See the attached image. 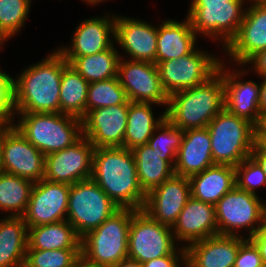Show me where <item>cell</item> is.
<instances>
[{
    "label": "cell",
    "instance_id": "obj_13",
    "mask_svg": "<svg viewBox=\"0 0 266 267\" xmlns=\"http://www.w3.org/2000/svg\"><path fill=\"white\" fill-rule=\"evenodd\" d=\"M117 77L130 102L154 103L166 110L169 96L163 89L156 64L121 58Z\"/></svg>",
    "mask_w": 266,
    "mask_h": 267
},
{
    "label": "cell",
    "instance_id": "obj_15",
    "mask_svg": "<svg viewBox=\"0 0 266 267\" xmlns=\"http://www.w3.org/2000/svg\"><path fill=\"white\" fill-rule=\"evenodd\" d=\"M116 13L105 11L79 20L72 32L69 45L55 46L62 56H89L109 49L115 43Z\"/></svg>",
    "mask_w": 266,
    "mask_h": 267
},
{
    "label": "cell",
    "instance_id": "obj_12",
    "mask_svg": "<svg viewBox=\"0 0 266 267\" xmlns=\"http://www.w3.org/2000/svg\"><path fill=\"white\" fill-rule=\"evenodd\" d=\"M218 72L223 77L225 109L259 128L263 120L259 109V77L258 81L245 79L248 74L251 76L245 66L229 64L223 60Z\"/></svg>",
    "mask_w": 266,
    "mask_h": 267
},
{
    "label": "cell",
    "instance_id": "obj_11",
    "mask_svg": "<svg viewBox=\"0 0 266 267\" xmlns=\"http://www.w3.org/2000/svg\"><path fill=\"white\" fill-rule=\"evenodd\" d=\"M179 246L171 226L152 219L142 209L133 210L128 237V258L142 264L170 255Z\"/></svg>",
    "mask_w": 266,
    "mask_h": 267
},
{
    "label": "cell",
    "instance_id": "obj_14",
    "mask_svg": "<svg viewBox=\"0 0 266 267\" xmlns=\"http://www.w3.org/2000/svg\"><path fill=\"white\" fill-rule=\"evenodd\" d=\"M114 38L121 58L156 64L157 24L116 13Z\"/></svg>",
    "mask_w": 266,
    "mask_h": 267
},
{
    "label": "cell",
    "instance_id": "obj_36",
    "mask_svg": "<svg viewBox=\"0 0 266 267\" xmlns=\"http://www.w3.org/2000/svg\"><path fill=\"white\" fill-rule=\"evenodd\" d=\"M128 101L126 91L120 85L118 77L89 83L87 113L97 108L126 104Z\"/></svg>",
    "mask_w": 266,
    "mask_h": 267
},
{
    "label": "cell",
    "instance_id": "obj_27",
    "mask_svg": "<svg viewBox=\"0 0 266 267\" xmlns=\"http://www.w3.org/2000/svg\"><path fill=\"white\" fill-rule=\"evenodd\" d=\"M155 107L159 108V105L142 102L129 103L123 147L133 150L148 143L155 128L166 118V110L155 113L158 110Z\"/></svg>",
    "mask_w": 266,
    "mask_h": 267
},
{
    "label": "cell",
    "instance_id": "obj_21",
    "mask_svg": "<svg viewBox=\"0 0 266 267\" xmlns=\"http://www.w3.org/2000/svg\"><path fill=\"white\" fill-rule=\"evenodd\" d=\"M190 197L189 178L174 174L146 194L142 210L152 219L172 227Z\"/></svg>",
    "mask_w": 266,
    "mask_h": 267
},
{
    "label": "cell",
    "instance_id": "obj_39",
    "mask_svg": "<svg viewBox=\"0 0 266 267\" xmlns=\"http://www.w3.org/2000/svg\"><path fill=\"white\" fill-rule=\"evenodd\" d=\"M14 121V76L6 72L3 67L0 68V122L13 125Z\"/></svg>",
    "mask_w": 266,
    "mask_h": 267
},
{
    "label": "cell",
    "instance_id": "obj_25",
    "mask_svg": "<svg viewBox=\"0 0 266 267\" xmlns=\"http://www.w3.org/2000/svg\"><path fill=\"white\" fill-rule=\"evenodd\" d=\"M174 171L176 175L191 177L215 165L207 127L183 131Z\"/></svg>",
    "mask_w": 266,
    "mask_h": 267
},
{
    "label": "cell",
    "instance_id": "obj_18",
    "mask_svg": "<svg viewBox=\"0 0 266 267\" xmlns=\"http://www.w3.org/2000/svg\"><path fill=\"white\" fill-rule=\"evenodd\" d=\"M265 49L266 4L248 2L236 36L222 50L223 61L244 65L253 55Z\"/></svg>",
    "mask_w": 266,
    "mask_h": 267
},
{
    "label": "cell",
    "instance_id": "obj_43",
    "mask_svg": "<svg viewBox=\"0 0 266 267\" xmlns=\"http://www.w3.org/2000/svg\"><path fill=\"white\" fill-rule=\"evenodd\" d=\"M250 239L259 248L263 263L266 265V220L263 221Z\"/></svg>",
    "mask_w": 266,
    "mask_h": 267
},
{
    "label": "cell",
    "instance_id": "obj_37",
    "mask_svg": "<svg viewBox=\"0 0 266 267\" xmlns=\"http://www.w3.org/2000/svg\"><path fill=\"white\" fill-rule=\"evenodd\" d=\"M81 249H27L24 267H73Z\"/></svg>",
    "mask_w": 266,
    "mask_h": 267
},
{
    "label": "cell",
    "instance_id": "obj_30",
    "mask_svg": "<svg viewBox=\"0 0 266 267\" xmlns=\"http://www.w3.org/2000/svg\"><path fill=\"white\" fill-rule=\"evenodd\" d=\"M63 57L89 83L117 77L121 59L115 43L109 49L89 56Z\"/></svg>",
    "mask_w": 266,
    "mask_h": 267
},
{
    "label": "cell",
    "instance_id": "obj_34",
    "mask_svg": "<svg viewBox=\"0 0 266 267\" xmlns=\"http://www.w3.org/2000/svg\"><path fill=\"white\" fill-rule=\"evenodd\" d=\"M33 0H0V34L8 42L20 34L30 19Z\"/></svg>",
    "mask_w": 266,
    "mask_h": 267
},
{
    "label": "cell",
    "instance_id": "obj_19",
    "mask_svg": "<svg viewBox=\"0 0 266 267\" xmlns=\"http://www.w3.org/2000/svg\"><path fill=\"white\" fill-rule=\"evenodd\" d=\"M70 185L41 179L34 183L23 219L28 227L66 220Z\"/></svg>",
    "mask_w": 266,
    "mask_h": 267
},
{
    "label": "cell",
    "instance_id": "obj_23",
    "mask_svg": "<svg viewBox=\"0 0 266 267\" xmlns=\"http://www.w3.org/2000/svg\"><path fill=\"white\" fill-rule=\"evenodd\" d=\"M242 236L213 235L186 247V267H234Z\"/></svg>",
    "mask_w": 266,
    "mask_h": 267
},
{
    "label": "cell",
    "instance_id": "obj_42",
    "mask_svg": "<svg viewBox=\"0 0 266 267\" xmlns=\"http://www.w3.org/2000/svg\"><path fill=\"white\" fill-rule=\"evenodd\" d=\"M243 66L255 77L266 78V49L257 52Z\"/></svg>",
    "mask_w": 266,
    "mask_h": 267
},
{
    "label": "cell",
    "instance_id": "obj_49",
    "mask_svg": "<svg viewBox=\"0 0 266 267\" xmlns=\"http://www.w3.org/2000/svg\"><path fill=\"white\" fill-rule=\"evenodd\" d=\"M12 124L6 122H0V160H1V144L5 136V133L12 127ZM1 171V169H0Z\"/></svg>",
    "mask_w": 266,
    "mask_h": 267
},
{
    "label": "cell",
    "instance_id": "obj_48",
    "mask_svg": "<svg viewBox=\"0 0 266 267\" xmlns=\"http://www.w3.org/2000/svg\"><path fill=\"white\" fill-rule=\"evenodd\" d=\"M113 267H143V265L139 263L137 260H133L127 257L124 260H122L119 264Z\"/></svg>",
    "mask_w": 266,
    "mask_h": 267
},
{
    "label": "cell",
    "instance_id": "obj_53",
    "mask_svg": "<svg viewBox=\"0 0 266 267\" xmlns=\"http://www.w3.org/2000/svg\"><path fill=\"white\" fill-rule=\"evenodd\" d=\"M265 220H266V203H265Z\"/></svg>",
    "mask_w": 266,
    "mask_h": 267
},
{
    "label": "cell",
    "instance_id": "obj_47",
    "mask_svg": "<svg viewBox=\"0 0 266 267\" xmlns=\"http://www.w3.org/2000/svg\"><path fill=\"white\" fill-rule=\"evenodd\" d=\"M258 141L266 145V115L263 117L261 126L258 128Z\"/></svg>",
    "mask_w": 266,
    "mask_h": 267
},
{
    "label": "cell",
    "instance_id": "obj_46",
    "mask_svg": "<svg viewBox=\"0 0 266 267\" xmlns=\"http://www.w3.org/2000/svg\"><path fill=\"white\" fill-rule=\"evenodd\" d=\"M73 267H104L86 259L82 254L75 260Z\"/></svg>",
    "mask_w": 266,
    "mask_h": 267
},
{
    "label": "cell",
    "instance_id": "obj_28",
    "mask_svg": "<svg viewBox=\"0 0 266 267\" xmlns=\"http://www.w3.org/2000/svg\"><path fill=\"white\" fill-rule=\"evenodd\" d=\"M0 217V267H24L28 226L23 217Z\"/></svg>",
    "mask_w": 266,
    "mask_h": 267
},
{
    "label": "cell",
    "instance_id": "obj_24",
    "mask_svg": "<svg viewBox=\"0 0 266 267\" xmlns=\"http://www.w3.org/2000/svg\"><path fill=\"white\" fill-rule=\"evenodd\" d=\"M163 19H159L160 23L157 24L156 63L185 56L199 44V37L192 29L187 15L182 21L175 18Z\"/></svg>",
    "mask_w": 266,
    "mask_h": 267
},
{
    "label": "cell",
    "instance_id": "obj_8",
    "mask_svg": "<svg viewBox=\"0 0 266 267\" xmlns=\"http://www.w3.org/2000/svg\"><path fill=\"white\" fill-rule=\"evenodd\" d=\"M265 203L235 186L215 204L218 234L251 238L265 220Z\"/></svg>",
    "mask_w": 266,
    "mask_h": 267
},
{
    "label": "cell",
    "instance_id": "obj_22",
    "mask_svg": "<svg viewBox=\"0 0 266 267\" xmlns=\"http://www.w3.org/2000/svg\"><path fill=\"white\" fill-rule=\"evenodd\" d=\"M176 242L183 247L218 234L215 205L190 197L171 227Z\"/></svg>",
    "mask_w": 266,
    "mask_h": 267
},
{
    "label": "cell",
    "instance_id": "obj_33",
    "mask_svg": "<svg viewBox=\"0 0 266 267\" xmlns=\"http://www.w3.org/2000/svg\"><path fill=\"white\" fill-rule=\"evenodd\" d=\"M33 186L34 182L30 180L0 171V214L22 217Z\"/></svg>",
    "mask_w": 266,
    "mask_h": 267
},
{
    "label": "cell",
    "instance_id": "obj_9",
    "mask_svg": "<svg viewBox=\"0 0 266 267\" xmlns=\"http://www.w3.org/2000/svg\"><path fill=\"white\" fill-rule=\"evenodd\" d=\"M203 48L199 44L185 56L156 63L161 84L168 96L203 84L218 72L223 60L221 51L216 54Z\"/></svg>",
    "mask_w": 266,
    "mask_h": 267
},
{
    "label": "cell",
    "instance_id": "obj_31",
    "mask_svg": "<svg viewBox=\"0 0 266 267\" xmlns=\"http://www.w3.org/2000/svg\"><path fill=\"white\" fill-rule=\"evenodd\" d=\"M141 188L147 194L175 174L174 168L147 144L132 150Z\"/></svg>",
    "mask_w": 266,
    "mask_h": 267
},
{
    "label": "cell",
    "instance_id": "obj_51",
    "mask_svg": "<svg viewBox=\"0 0 266 267\" xmlns=\"http://www.w3.org/2000/svg\"><path fill=\"white\" fill-rule=\"evenodd\" d=\"M5 44H8V43L0 34V54H1L2 50L4 51L3 48H5Z\"/></svg>",
    "mask_w": 266,
    "mask_h": 267
},
{
    "label": "cell",
    "instance_id": "obj_32",
    "mask_svg": "<svg viewBox=\"0 0 266 267\" xmlns=\"http://www.w3.org/2000/svg\"><path fill=\"white\" fill-rule=\"evenodd\" d=\"M89 82L70 64L62 72L60 84V113L82 119L87 114Z\"/></svg>",
    "mask_w": 266,
    "mask_h": 267
},
{
    "label": "cell",
    "instance_id": "obj_52",
    "mask_svg": "<svg viewBox=\"0 0 266 267\" xmlns=\"http://www.w3.org/2000/svg\"><path fill=\"white\" fill-rule=\"evenodd\" d=\"M250 2L256 4H266V0H251Z\"/></svg>",
    "mask_w": 266,
    "mask_h": 267
},
{
    "label": "cell",
    "instance_id": "obj_26",
    "mask_svg": "<svg viewBox=\"0 0 266 267\" xmlns=\"http://www.w3.org/2000/svg\"><path fill=\"white\" fill-rule=\"evenodd\" d=\"M191 197L215 205L236 186L235 167L215 164L189 177Z\"/></svg>",
    "mask_w": 266,
    "mask_h": 267
},
{
    "label": "cell",
    "instance_id": "obj_29",
    "mask_svg": "<svg viewBox=\"0 0 266 267\" xmlns=\"http://www.w3.org/2000/svg\"><path fill=\"white\" fill-rule=\"evenodd\" d=\"M27 249H81V238L67 220L28 227Z\"/></svg>",
    "mask_w": 266,
    "mask_h": 267
},
{
    "label": "cell",
    "instance_id": "obj_5",
    "mask_svg": "<svg viewBox=\"0 0 266 267\" xmlns=\"http://www.w3.org/2000/svg\"><path fill=\"white\" fill-rule=\"evenodd\" d=\"M247 4L246 0H190L185 14L200 41L218 42L222 51L236 36Z\"/></svg>",
    "mask_w": 266,
    "mask_h": 267
},
{
    "label": "cell",
    "instance_id": "obj_44",
    "mask_svg": "<svg viewBox=\"0 0 266 267\" xmlns=\"http://www.w3.org/2000/svg\"><path fill=\"white\" fill-rule=\"evenodd\" d=\"M266 175V145L257 141L250 155Z\"/></svg>",
    "mask_w": 266,
    "mask_h": 267
},
{
    "label": "cell",
    "instance_id": "obj_20",
    "mask_svg": "<svg viewBox=\"0 0 266 267\" xmlns=\"http://www.w3.org/2000/svg\"><path fill=\"white\" fill-rule=\"evenodd\" d=\"M129 103L97 108L82 118L83 136L94 148L123 147Z\"/></svg>",
    "mask_w": 266,
    "mask_h": 267
},
{
    "label": "cell",
    "instance_id": "obj_16",
    "mask_svg": "<svg viewBox=\"0 0 266 267\" xmlns=\"http://www.w3.org/2000/svg\"><path fill=\"white\" fill-rule=\"evenodd\" d=\"M0 169L35 183L44 179L45 155L13 125L2 140Z\"/></svg>",
    "mask_w": 266,
    "mask_h": 267
},
{
    "label": "cell",
    "instance_id": "obj_4",
    "mask_svg": "<svg viewBox=\"0 0 266 267\" xmlns=\"http://www.w3.org/2000/svg\"><path fill=\"white\" fill-rule=\"evenodd\" d=\"M13 125L45 156L83 136L82 119L63 113H15Z\"/></svg>",
    "mask_w": 266,
    "mask_h": 267
},
{
    "label": "cell",
    "instance_id": "obj_1",
    "mask_svg": "<svg viewBox=\"0 0 266 267\" xmlns=\"http://www.w3.org/2000/svg\"><path fill=\"white\" fill-rule=\"evenodd\" d=\"M69 63L50 49L40 61L28 64L14 76L15 113H60V84Z\"/></svg>",
    "mask_w": 266,
    "mask_h": 267
},
{
    "label": "cell",
    "instance_id": "obj_35",
    "mask_svg": "<svg viewBox=\"0 0 266 267\" xmlns=\"http://www.w3.org/2000/svg\"><path fill=\"white\" fill-rule=\"evenodd\" d=\"M183 135V130L165 118L155 128L147 145L160 154V158L167 161L174 168Z\"/></svg>",
    "mask_w": 266,
    "mask_h": 267
},
{
    "label": "cell",
    "instance_id": "obj_3",
    "mask_svg": "<svg viewBox=\"0 0 266 267\" xmlns=\"http://www.w3.org/2000/svg\"><path fill=\"white\" fill-rule=\"evenodd\" d=\"M224 84L217 72L207 82L172 93L166 108V118L185 131L204 128L224 108Z\"/></svg>",
    "mask_w": 266,
    "mask_h": 267
},
{
    "label": "cell",
    "instance_id": "obj_50",
    "mask_svg": "<svg viewBox=\"0 0 266 267\" xmlns=\"http://www.w3.org/2000/svg\"><path fill=\"white\" fill-rule=\"evenodd\" d=\"M84 4H86L87 5V7L89 6V7H92L93 6V8L95 7L96 8V6L98 7L99 6V4L101 5V4H103L104 2H106V1H108V0H81ZM110 1V0H109ZM112 1V0H111Z\"/></svg>",
    "mask_w": 266,
    "mask_h": 267
},
{
    "label": "cell",
    "instance_id": "obj_17",
    "mask_svg": "<svg viewBox=\"0 0 266 267\" xmlns=\"http://www.w3.org/2000/svg\"><path fill=\"white\" fill-rule=\"evenodd\" d=\"M94 146L82 136L66 149L45 156L44 179L72 185L92 177Z\"/></svg>",
    "mask_w": 266,
    "mask_h": 267
},
{
    "label": "cell",
    "instance_id": "obj_10",
    "mask_svg": "<svg viewBox=\"0 0 266 267\" xmlns=\"http://www.w3.org/2000/svg\"><path fill=\"white\" fill-rule=\"evenodd\" d=\"M118 209L92 178L70 185L66 220L80 238L99 227Z\"/></svg>",
    "mask_w": 266,
    "mask_h": 267
},
{
    "label": "cell",
    "instance_id": "obj_45",
    "mask_svg": "<svg viewBox=\"0 0 266 267\" xmlns=\"http://www.w3.org/2000/svg\"><path fill=\"white\" fill-rule=\"evenodd\" d=\"M259 109L263 118L266 115V78H260Z\"/></svg>",
    "mask_w": 266,
    "mask_h": 267
},
{
    "label": "cell",
    "instance_id": "obj_41",
    "mask_svg": "<svg viewBox=\"0 0 266 267\" xmlns=\"http://www.w3.org/2000/svg\"><path fill=\"white\" fill-rule=\"evenodd\" d=\"M143 267H186V248L179 246L172 254L142 263Z\"/></svg>",
    "mask_w": 266,
    "mask_h": 267
},
{
    "label": "cell",
    "instance_id": "obj_2",
    "mask_svg": "<svg viewBox=\"0 0 266 267\" xmlns=\"http://www.w3.org/2000/svg\"><path fill=\"white\" fill-rule=\"evenodd\" d=\"M91 178L119 208L143 209L146 193L139 184L132 150L94 148Z\"/></svg>",
    "mask_w": 266,
    "mask_h": 267
},
{
    "label": "cell",
    "instance_id": "obj_6",
    "mask_svg": "<svg viewBox=\"0 0 266 267\" xmlns=\"http://www.w3.org/2000/svg\"><path fill=\"white\" fill-rule=\"evenodd\" d=\"M215 164L236 167L250 157L258 141V128L225 108L207 125Z\"/></svg>",
    "mask_w": 266,
    "mask_h": 267
},
{
    "label": "cell",
    "instance_id": "obj_40",
    "mask_svg": "<svg viewBox=\"0 0 266 267\" xmlns=\"http://www.w3.org/2000/svg\"><path fill=\"white\" fill-rule=\"evenodd\" d=\"M234 267H266L259 248L250 238L240 245Z\"/></svg>",
    "mask_w": 266,
    "mask_h": 267
},
{
    "label": "cell",
    "instance_id": "obj_7",
    "mask_svg": "<svg viewBox=\"0 0 266 267\" xmlns=\"http://www.w3.org/2000/svg\"><path fill=\"white\" fill-rule=\"evenodd\" d=\"M133 209L119 208L99 227L81 238V254L89 261L113 267L128 257Z\"/></svg>",
    "mask_w": 266,
    "mask_h": 267
},
{
    "label": "cell",
    "instance_id": "obj_38",
    "mask_svg": "<svg viewBox=\"0 0 266 267\" xmlns=\"http://www.w3.org/2000/svg\"><path fill=\"white\" fill-rule=\"evenodd\" d=\"M235 181L238 189L262 197L258 189L266 188V175L259 164L250 156L235 167Z\"/></svg>",
    "mask_w": 266,
    "mask_h": 267
}]
</instances>
